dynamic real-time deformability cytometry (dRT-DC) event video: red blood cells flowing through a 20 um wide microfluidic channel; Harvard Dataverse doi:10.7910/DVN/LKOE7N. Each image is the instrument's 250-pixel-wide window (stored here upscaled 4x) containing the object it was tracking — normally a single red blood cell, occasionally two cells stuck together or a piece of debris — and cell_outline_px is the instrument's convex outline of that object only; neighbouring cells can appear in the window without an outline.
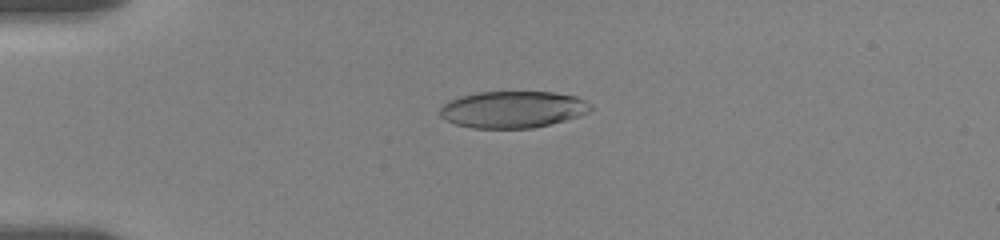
{"species": "human", "species_latin": "Homo sapiens", "temperature_condition": "room temperature", "stored_images_in_passage": 49, "camera_frame_rate_fps": 3000, "um_per_image_px": 0.085, "donor": {"sex": "female"}, "frame": {"image": 1, "passage_image": 16, "time_ms": 4.667, "image_size_px": [1000, 240], "cell_outline_px": [[592, 108], [588, 112], [564, 120], [532, 128], [472, 128], [456, 124], [444, 120], [440, 116], [440, 108], [448, 100], [460, 96], [480, 92], [552, 92], [576, 96], [592, 104]], "centroid_in_image_um": [43.55, 9.3], "position_along_channel_um": 41.4, "area_um2": 32.19}}
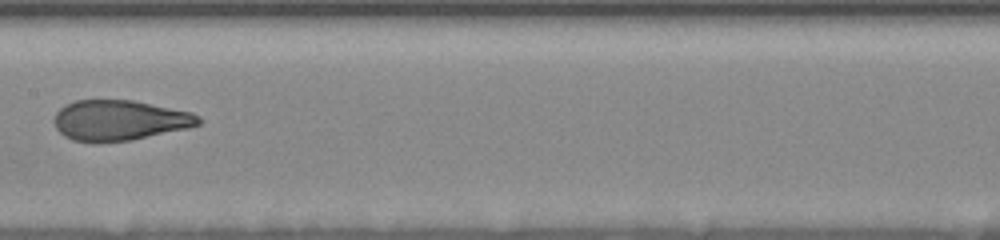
{"frame": {"image": 2, "passage_image": 34, "time_ms": 10.0, "image_size_px": [1000, 240], "cell_outline_px": [[204, 120], [200, 124], [188, 128], [132, 140], [96, 144], [72, 140], [64, 136], [56, 128], [56, 112], [60, 108], [76, 100], [132, 100], [192, 112], [200, 116]], "centroid_in_image_um": [10.19, 10.25], "position_along_channel_um": 197.2, "area_um2": 34.22}}
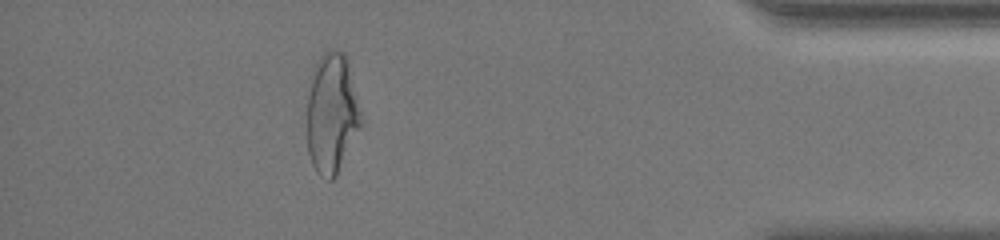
{"frame": {"image": 3, "passage_image": 45, "time_ms": 17.0, "image_size_px": [1000, 240], "cell_outline_px": [[360, 124], [336, 176], [332, 180], [328, 180], [320, 176], [316, 172], [312, 164], [308, 152], [308, 96], [312, 76], [316, 60], [328, 48], [332, 48], [344, 52], [348, 60], [360, 112]], "centroid_in_image_um": [28.18, 9.6], "position_along_channel_um": 407.0, "area_um2": 37.17}, "authors_computed_cell_mechanics": {"area_um2": 34.8534, "velocity_mm_per_s": 3.5859, "shape_relaxation_time_tau1_ms": 6.702, "shape_relaxation_time_tau2_ms": 1.2301, "deformation_change_tau1": 0.2266, "deformation_change_tau2": 0.0874}}